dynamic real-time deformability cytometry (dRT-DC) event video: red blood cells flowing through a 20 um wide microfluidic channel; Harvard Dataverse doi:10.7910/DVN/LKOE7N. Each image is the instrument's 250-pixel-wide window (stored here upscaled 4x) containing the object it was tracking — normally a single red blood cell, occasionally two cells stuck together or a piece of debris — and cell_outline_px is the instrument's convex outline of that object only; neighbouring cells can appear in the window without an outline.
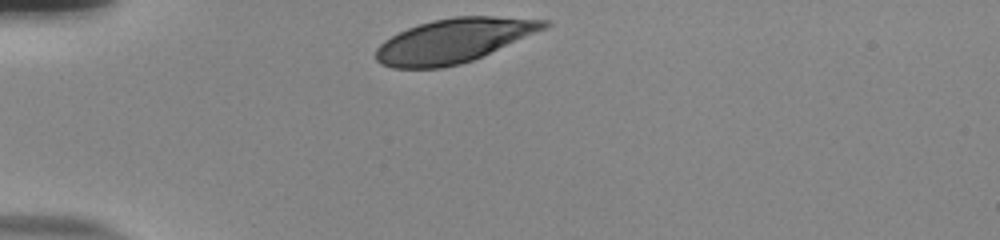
{"species": "human", "species_latin": "Homo sapiens", "temperature_condition": "room temperature", "stored_images_in_passage": 31, "camera_frame_rate_fps": 3000, "um_per_image_px": 0.085, "donor": {"sex": "male"}, "frame": {"image": 1, "passage_image": 1, "time_ms": 0.0, "image_size_px": [1000, 240], "cell_outline_px": [[552, 24], [548, 28], [472, 60], [460, 64], [440, 68], [392, 68], [380, 64], [376, 60], [376, 48], [384, 40], [408, 28], [432, 20], [456, 16], [492, 16], [548, 20]], "centroid_in_image_um": [38.58, 3.45], "position_along_channel_um": 46.4, "area_um2": 43.12}}
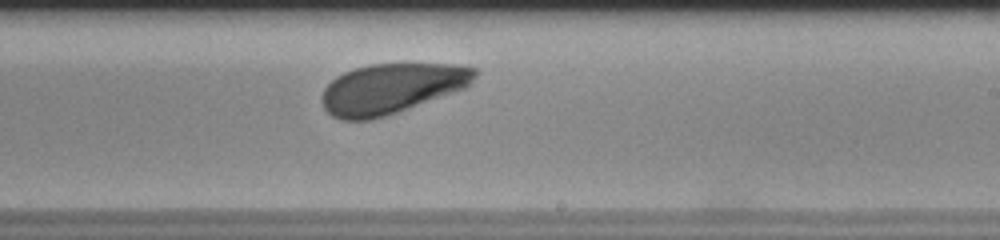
{"frame": {"image": 2, "passage_image": 20, "time_ms": 6.333, "image_size_px": [1000, 240], "cell_outline_px": [[476, 76], [468, 88], [372, 120], [340, 120], [332, 116], [324, 108], [320, 100], [320, 96], [324, 88], [336, 76], [344, 72], [368, 64], [460, 64], [476, 68]], "centroid_in_image_um": [33.28, 7.52], "position_along_channel_um": 255.7, "area_um2": 44.91}}
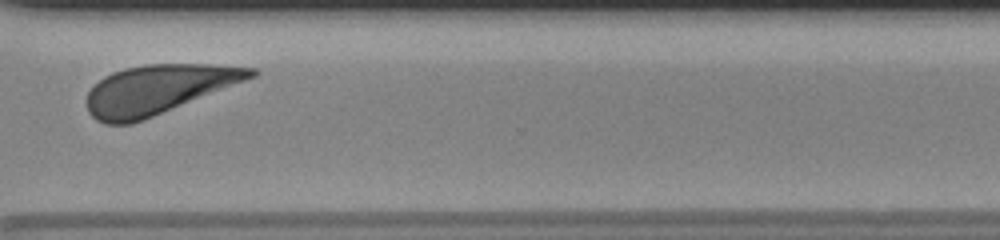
{"frame": {"image": 3, "passage_image": 28, "time_ms": 9.0, "image_size_px": [1000, 240], "cell_outline_px": [[260, 72], [256, 76], [144, 120], [132, 124], [104, 124], [96, 120], [88, 112], [88, 92], [104, 76], [112, 72], [124, 68], [144, 64], [212, 64], [256, 68]], "centroid_in_image_um": [13.44, 7.6], "position_along_channel_um": 357.2, "area_um2": 46.82}, "authors_computed_cell_mechanics": {"area_um2": 45.7198, "velocity_mm_per_s": 3.7932, "shape_relaxation_time_tau1_ms": 1.2685, "shape_relaxation_time_tau2_ms": null, "deformation_change_tau1": 0.0929, "deformation_change_tau2": null}}